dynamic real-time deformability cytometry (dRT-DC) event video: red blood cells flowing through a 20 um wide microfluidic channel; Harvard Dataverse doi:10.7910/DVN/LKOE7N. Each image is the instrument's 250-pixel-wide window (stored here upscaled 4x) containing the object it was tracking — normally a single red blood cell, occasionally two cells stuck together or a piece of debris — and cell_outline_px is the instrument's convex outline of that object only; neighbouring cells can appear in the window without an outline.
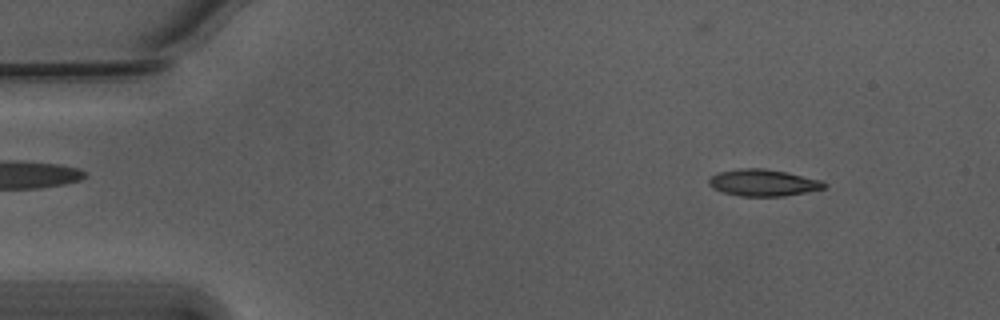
{"species": "Egyptian fruit bat (a non-hibernating species)", "species_latin": "Rousettus aegyptiacus", "temperature_condition": "warm", "stored_images_in_passage": 54, "camera_frame_rate_fps": 3000, "um_per_image_px": 0.085, "animal": {"sex": "male"}, "frame": {"image": 1, "passage_image": 6, "time_ms": 1.667, "image_size_px": [1000, 320], "cell_outline_px": [[828, 184], [824, 188], [784, 196], [740, 196], [720, 192], [708, 184], [708, 180], [716, 172], [740, 168], [764, 168], [788, 172], [820, 180]], "centroid_in_image_um": [64.83, 15.52], "position_along_channel_um": 20.2, "area_um2": 18.03}}
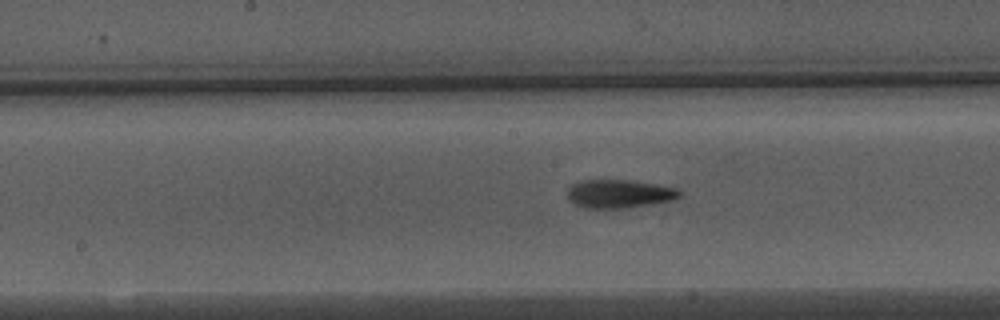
{"frame": {"image": 2, "passage_image": 27, "time_ms": 8.667, "image_size_px": [1000, 320], "cell_outline_px": [[684, 192], [680, 196], [672, 200], [624, 208], [584, 208], [568, 200], [568, 188], [572, 184], [584, 180], [628, 180], [676, 188]], "centroid_in_image_um": [52.61, 16.47], "position_along_channel_um": 195.6, "area_um2": 18.32}}
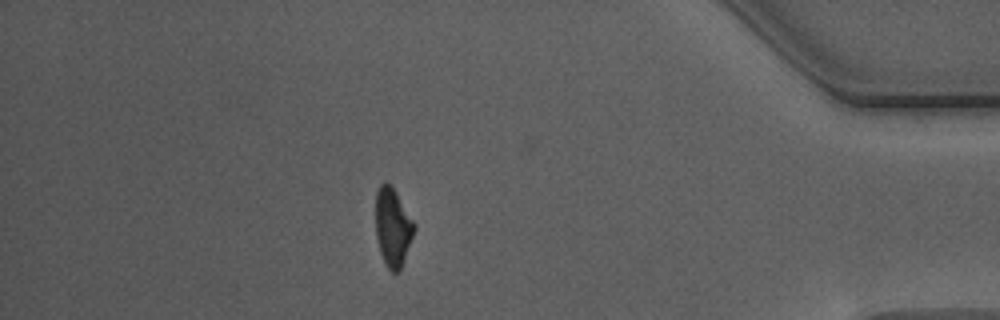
{"frame": {"image": 3, "passage_image": 47, "time_ms": 15.333, "image_size_px": [1000, 320], "cell_outline_px": [[416, 228], [400, 272], [392, 272], [388, 268], [380, 252], [376, 236], [376, 192], [380, 184], [388, 184], [396, 192], [416, 224]], "centroid_in_image_um": [33.4, 19.34], "position_along_channel_um": 401.8, "area_um2": 17.51}, "authors_computed_cell_mechanics": {"area_um2": 18.0047, "velocity_mm_per_s": 3.7649, "shape_relaxation_time_tau1_ms": 7.7373, "shape_relaxation_time_tau2_ms": 2.0867, "deformation_change_tau1": 0.2359, "deformation_change_tau2": 0.0998}}